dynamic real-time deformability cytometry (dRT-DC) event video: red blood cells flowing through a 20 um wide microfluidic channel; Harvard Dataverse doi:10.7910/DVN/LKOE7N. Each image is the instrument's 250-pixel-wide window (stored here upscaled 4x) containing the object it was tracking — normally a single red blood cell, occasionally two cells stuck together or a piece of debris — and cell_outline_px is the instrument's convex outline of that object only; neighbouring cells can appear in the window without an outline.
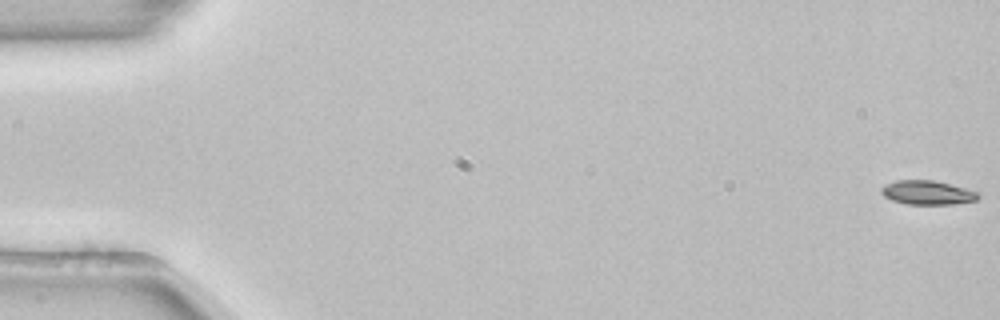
{"species": "common noctule bat (a hibernating species)", "species_latin": "Nyctalus noctula", "temperature_condition": "room temperature", "stored_images_in_passage": 54, "camera_frame_rate_fps": 3000, "um_per_image_px": 0.085, "animal": {"sex": "female", "body_mass_g": 22.7, "forearm_length_mm": 54.2}, "frame": {"image": 1, "passage_image": 1, "time_ms": 0.0, "image_size_px": [1000, 320], "cell_outline_px": [[980, 196], [976, 200], [952, 204], [908, 204], [892, 200], [884, 196], [880, 192], [880, 188], [896, 180], [932, 180], [980, 192]], "centroid_in_image_um": [78.83, 16.37], "position_along_channel_um": 6.2, "area_um2": 13.41}}
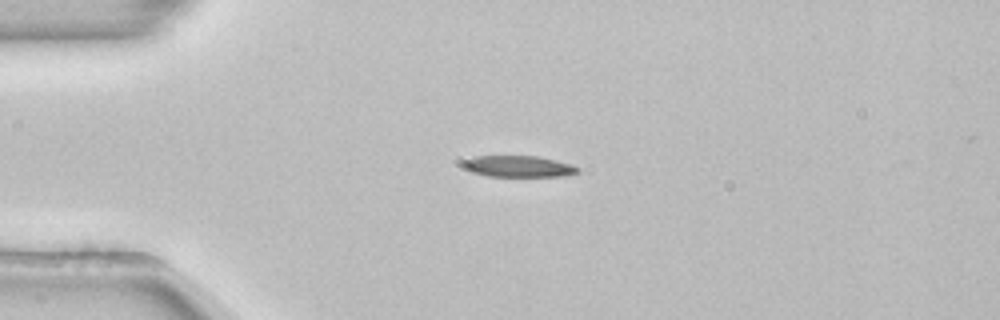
{"frame": {"image": 2, "passage_image": 14, "time_ms": 4.333, "image_size_px": [1000, 320], "cell_outline_px": [[580, 172], [560, 176], [488, 176], [472, 172], [464, 164], [464, 160], [476, 156], [536, 156], [556, 160], [580, 168]], "centroid_in_image_um": [44.1, 14.14], "position_along_channel_um": 40.9, "area_um2": 13.93}}
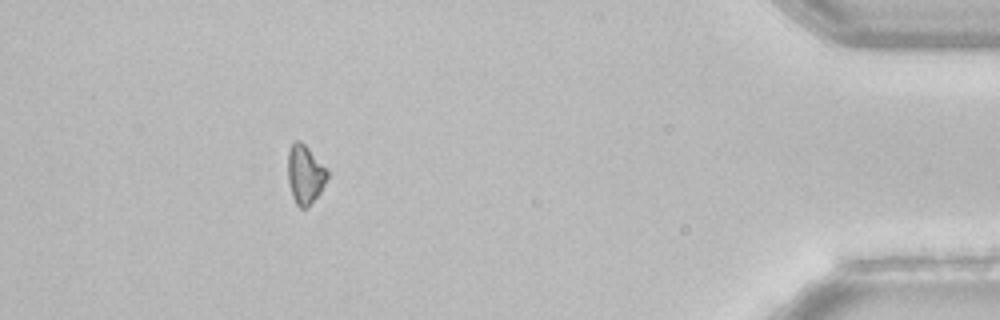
{"frame": {"image": 3, "passage_image": 49, "time_ms": 16.0, "image_size_px": [1000, 320], "cell_outline_px": [[328, 176], [320, 192], [308, 208], [300, 208], [296, 204], [292, 196], [288, 184], [288, 152], [292, 140], [300, 140], [308, 148], [328, 172]], "centroid_in_image_um": [25.89, 14.83], "position_along_channel_um": 409.3, "area_um2": 13.47}}